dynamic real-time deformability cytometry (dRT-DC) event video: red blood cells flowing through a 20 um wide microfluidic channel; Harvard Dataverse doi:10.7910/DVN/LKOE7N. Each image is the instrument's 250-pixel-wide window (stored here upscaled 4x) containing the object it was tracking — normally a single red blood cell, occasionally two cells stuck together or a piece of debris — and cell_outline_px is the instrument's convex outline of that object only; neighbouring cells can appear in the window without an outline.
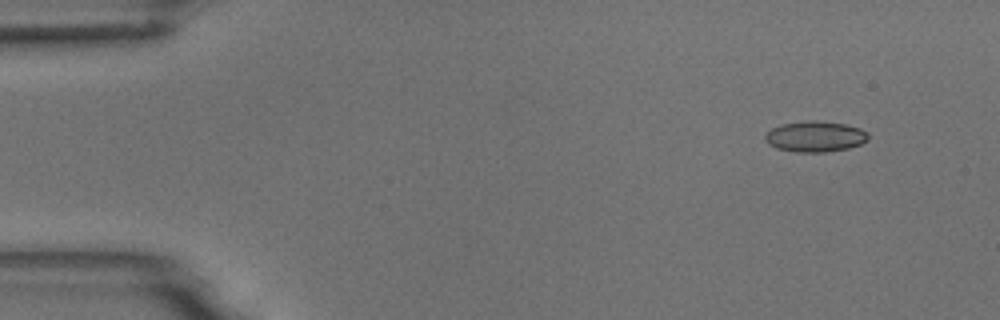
{"species": "common noctule bat (a hibernating species)", "species_latin": "Nyctalus noctula", "temperature_condition": "room temperature", "stored_images_in_passage": 4, "camera_frame_rate_fps": 3000, "um_per_image_px": 0.085, "animal": {"sex": "male", "body_mass_g": 18.8}, "frame": {"image": 1, "passage_image": 1, "time_ms": 0.0, "image_size_px": [1000, 320], "cell_outline_px": [[868, 140], [860, 144], [848, 148], [824, 152], [796, 152], [776, 148], [768, 144], [764, 140], [764, 136], [772, 128], [780, 124], [808, 120], [812, 120], [844, 124], [860, 128], [868, 132]], "centroid_in_image_um": [69.27, 11.6], "position_along_channel_um": 15.7, "area_um2": 18.5}}
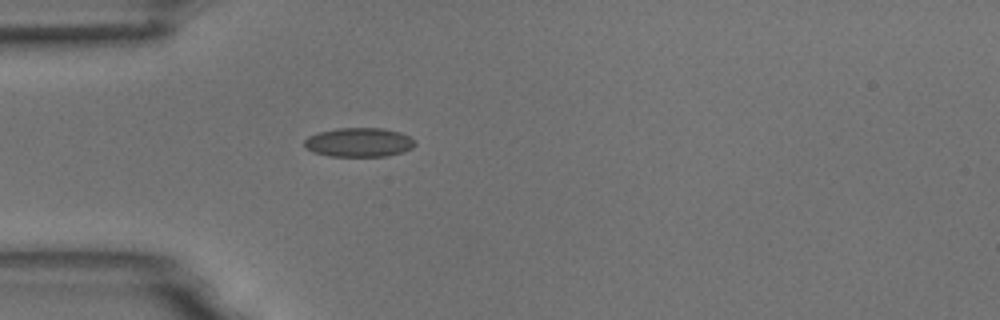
{"frame": {"image": 2, "passage_image": 4, "time_ms": 1.0, "image_size_px": [1000, 320], "cell_outline_px": [[416, 144], [412, 148], [400, 152], [384, 156], [332, 156], [312, 152], [304, 148], [304, 140], [308, 136], [320, 132], [336, 128], [384, 128], [400, 132], [416, 140]], "centroid_in_image_um": [30.49, 12.09], "position_along_channel_um": 54.5, "area_um2": 18.79}}